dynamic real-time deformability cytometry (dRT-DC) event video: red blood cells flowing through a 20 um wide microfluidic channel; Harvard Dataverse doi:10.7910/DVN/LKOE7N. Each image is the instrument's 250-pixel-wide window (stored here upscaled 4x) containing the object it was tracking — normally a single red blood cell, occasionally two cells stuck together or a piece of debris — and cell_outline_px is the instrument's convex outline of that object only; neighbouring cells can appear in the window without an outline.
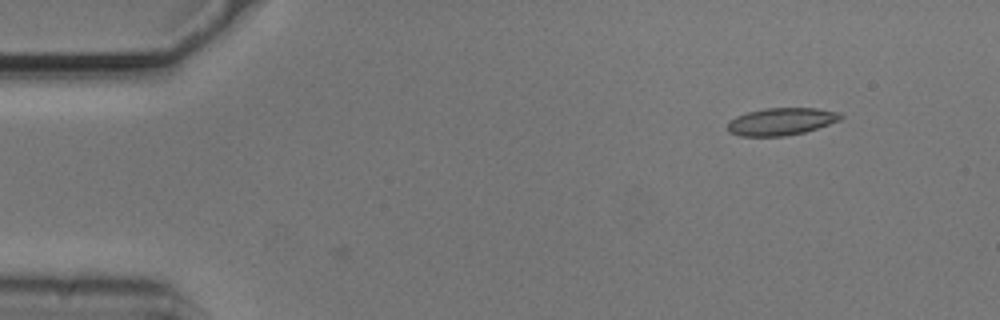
{"species": "common noctule bat (a hibernating species)", "species_latin": "Nyctalus noctula", "temperature_condition": "cold", "stored_images_in_passage": 3, "camera_frame_rate_fps": 3000, "um_per_image_px": 0.085, "animal": {"sex": "male", "body_mass_g": 20.5, "forearm_length_mm": 52.5}, "frame": {"image": 1, "passage_image": 1, "time_ms": 0.0, "image_size_px": [1000, 320], "cell_outline_px": [[844, 116], [840, 120], [804, 132], [784, 136], [740, 136], [728, 132], [728, 120], [736, 116], [748, 112], [764, 108], [816, 108], [840, 112]], "centroid_in_image_um": [66.39, 10.32], "position_along_channel_um": 18.6, "area_um2": 18.03}}